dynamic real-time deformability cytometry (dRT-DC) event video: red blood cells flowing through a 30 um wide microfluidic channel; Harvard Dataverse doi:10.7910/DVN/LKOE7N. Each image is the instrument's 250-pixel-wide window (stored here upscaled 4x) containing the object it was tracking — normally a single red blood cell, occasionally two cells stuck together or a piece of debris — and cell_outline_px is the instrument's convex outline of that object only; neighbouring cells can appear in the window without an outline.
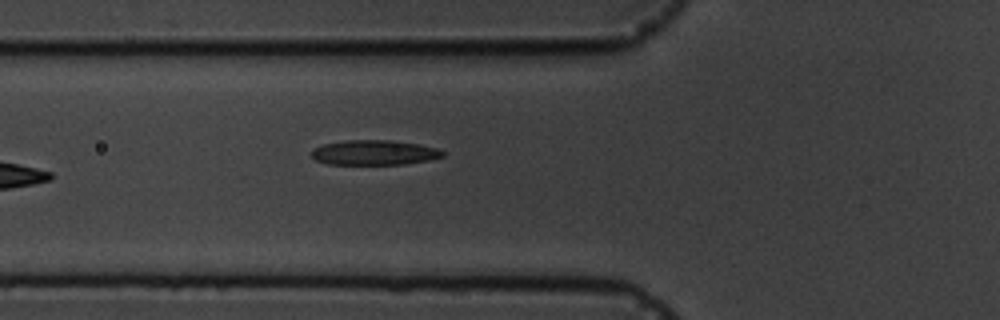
{"species": "common noctule bat (a hibernating species)", "species_latin": "Nyctalus noctula", "temperature_condition": "cold", "stored_images_in_passage": 7, "camera_frame_rate_fps": 3000, "um_per_image_px": 0.085, "animal": {"sex": "male", "body_mass_g": 19.5, "forearm_length_mm": 54.6}, "frame": {"image": 1, "passage_image": 7, "time_ms": 7.0, "image_size_px": [1000, 320], "cell_outline_px": [[444, 156], [428, 160], [404, 164], [328, 164], [316, 160], [312, 156], [312, 148], [324, 144], [344, 140], [392, 140], [420, 144], [436, 148], [444, 152]], "centroid_in_image_um": [31.8, 12.96], "position_along_channel_um": 94.0, "area_um2": 19.02}}